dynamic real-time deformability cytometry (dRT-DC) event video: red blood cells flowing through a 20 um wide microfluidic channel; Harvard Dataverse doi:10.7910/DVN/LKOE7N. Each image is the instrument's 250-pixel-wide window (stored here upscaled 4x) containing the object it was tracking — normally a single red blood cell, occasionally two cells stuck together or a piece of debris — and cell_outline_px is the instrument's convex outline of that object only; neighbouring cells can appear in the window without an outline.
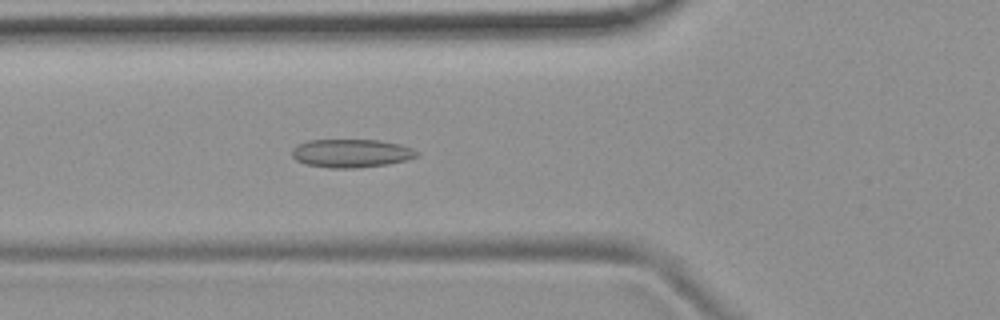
{"species": "common noctule bat (a hibernating species)", "species_latin": "Nyctalus noctula", "temperature_condition": "room temperature", "stored_images_in_passage": 44, "camera_frame_rate_fps": 3000, "um_per_image_px": 0.085, "animal": {"sex": "female", "body_mass_g": 19.9}, "frame": {"image": 1, "passage_image": 13, "time_ms": 4.0, "image_size_px": [1000, 320], "cell_outline_px": [[420, 152], [416, 156], [404, 160], [388, 164], [356, 168], [328, 168], [304, 164], [296, 160], [292, 156], [292, 148], [296, 144], [308, 140], [380, 140], [400, 144], [412, 148]], "centroid_in_image_um": [29.81, 13.02], "position_along_channel_um": 96.0, "area_um2": 20.75}}
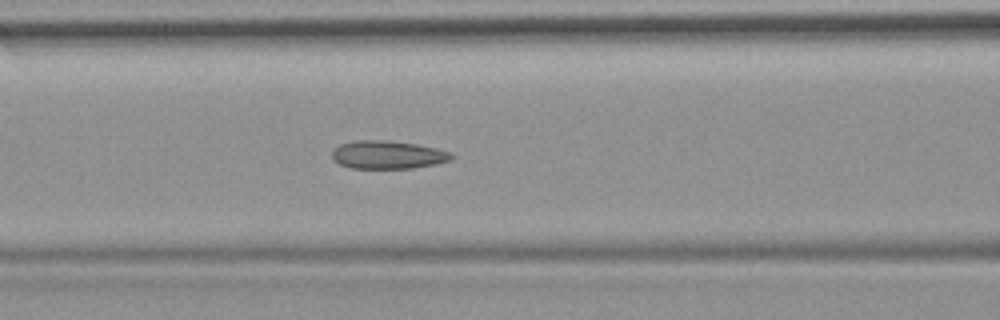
{"frame": {"image": 2, "passage_image": 16, "time_ms": 5.0, "image_size_px": [1000, 320], "cell_outline_px": [[456, 156], [452, 160], [436, 164], [412, 168], [352, 168], [340, 164], [332, 160], [332, 152], [340, 144], [356, 140], [388, 140], [416, 144], [436, 148], [452, 152]], "centroid_in_image_um": [33.0, 13.15], "position_along_channel_um": 133.6, "area_um2": 19.71}}
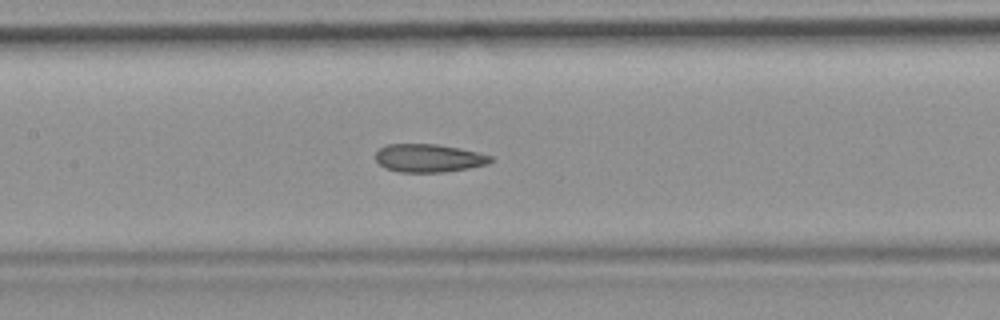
{"frame": {"image": 3, "passage_image": 19, "time_ms": 6.0, "image_size_px": [1000, 320], "cell_outline_px": [[492, 160], [488, 164], [468, 168], [444, 172], [396, 172], [384, 168], [376, 160], [376, 152], [384, 144], [436, 144], [460, 148], [480, 152], [492, 156]], "centroid_in_image_um": [36.43, 13.43], "position_along_channel_um": 171.0, "area_um2": 19.02}, "authors_computed_cell_mechanics": {"area_um2": 19.3919, "velocity_mm_per_s": 3.7388, "shape_relaxation_time_tau1_ms": null, "shape_relaxation_time_tau2_ms": 3.4847, "deformation_change_tau1": null, "deformation_change_tau2": 0.085}}